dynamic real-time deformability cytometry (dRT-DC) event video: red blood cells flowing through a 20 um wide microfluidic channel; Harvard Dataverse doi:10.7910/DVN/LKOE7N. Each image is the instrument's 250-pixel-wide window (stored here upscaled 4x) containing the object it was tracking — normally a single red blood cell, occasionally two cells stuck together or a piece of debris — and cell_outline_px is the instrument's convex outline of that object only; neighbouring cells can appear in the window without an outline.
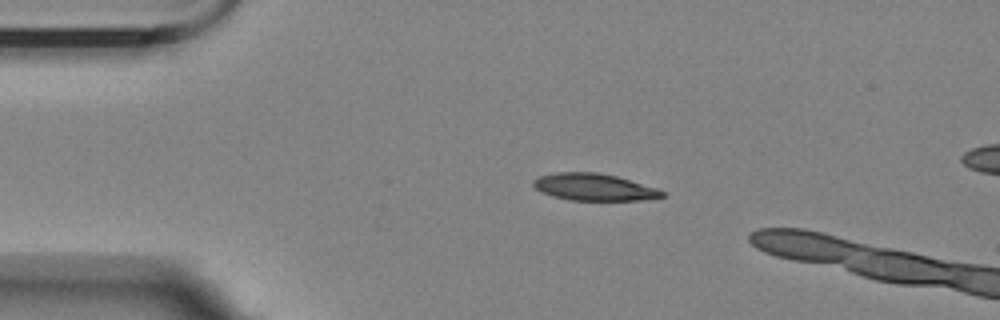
{"species": "Egyptian fruit bat (a non-hibernating species)", "species_latin": "Rousettus aegyptiacus", "temperature_condition": "room temperature", "stored_images_in_passage": 3, "camera_frame_rate_fps": 3000, "um_per_image_px": 0.085, "animal": {"sex": "female"}, "frame": {"image": 1, "passage_image": 2, "time_ms": 1.333, "image_size_px": [1000, 320], "cell_outline_px": [[664, 196], [640, 200], [568, 200], [552, 196], [540, 192], [532, 184], [532, 180], [540, 176], [556, 172], [596, 172], [616, 176], [656, 188], [664, 192]], "centroid_in_image_um": [50.43, 15.9], "position_along_channel_um": 34.6, "area_um2": 20.11}}